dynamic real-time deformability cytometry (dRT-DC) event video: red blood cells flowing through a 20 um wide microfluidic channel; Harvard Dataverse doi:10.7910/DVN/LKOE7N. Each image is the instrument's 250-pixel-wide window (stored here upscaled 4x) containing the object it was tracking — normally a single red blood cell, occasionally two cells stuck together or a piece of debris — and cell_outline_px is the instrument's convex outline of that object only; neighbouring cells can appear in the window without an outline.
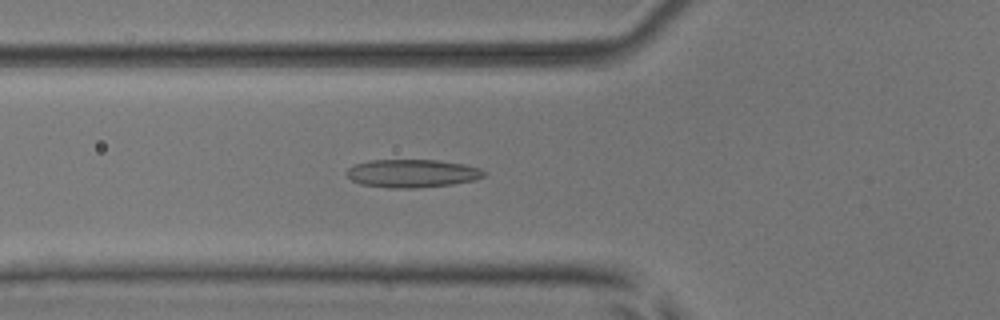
{"species": "common noctule bat (a hibernating species)", "species_latin": "Nyctalus noctula", "temperature_condition": "room temperature", "stored_images_in_passage": 47, "camera_frame_rate_fps": 3000, "um_per_image_px": 0.085, "animal": {"sex": "male", "body_mass_g": 17.9, "forearm_length_mm": 54.2}, "frame": {"image": 1, "passage_image": 14, "time_ms": 4.333, "image_size_px": [1000, 320], "cell_outline_px": [[484, 176], [476, 180], [452, 184], [416, 188], [388, 188], [360, 184], [352, 180], [344, 172], [348, 168], [356, 164], [368, 160], [436, 160], [464, 164], [480, 168], [484, 172]], "centroid_in_image_um": [35.01, 14.74], "position_along_channel_um": 90.8, "area_um2": 22.54}}
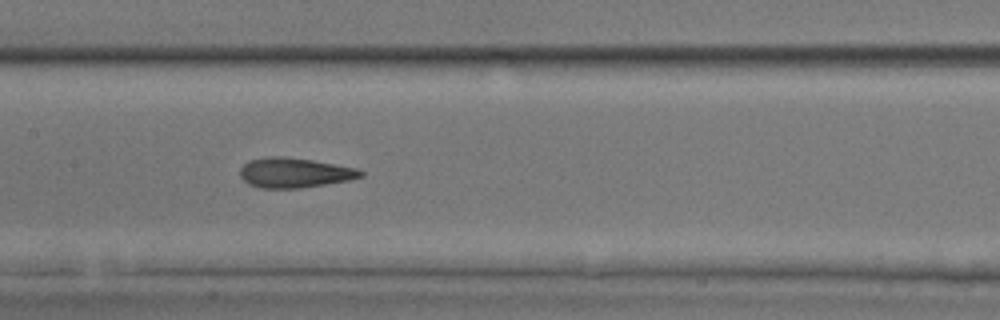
{"frame": {"image": 2, "passage_image": 21, "time_ms": 6.667, "image_size_px": [1000, 320], "cell_outline_px": [[364, 176], [348, 180], [300, 188], [260, 188], [248, 184], [240, 176], [240, 168], [248, 160], [268, 156], [284, 156], [312, 160], [356, 168], [364, 172]], "centroid_in_image_um": [25.0, 14.67], "position_along_channel_um": 182.4, "area_um2": 20.98}}
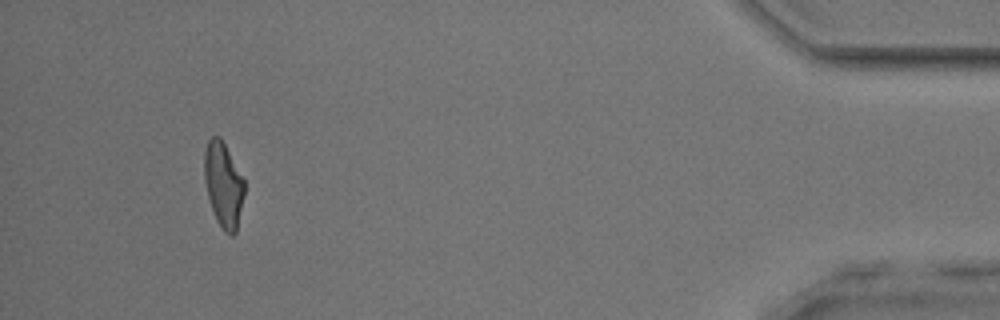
{"frame": {"image": 3, "passage_image": 44, "time_ms": 14.333, "image_size_px": [1000, 320], "cell_outline_px": [[244, 196], [236, 232], [232, 236], [228, 236], [224, 232], [216, 220], [208, 196], [204, 180], [204, 152], [208, 140], [212, 136], [220, 136], [244, 180]], "centroid_in_image_um": [18.98, 15.72], "position_along_channel_um": 416.2, "area_um2": 19.77}, "authors_computed_cell_mechanics": {"area_um2": 20.6924, "velocity_mm_per_s": 3.9157, "shape_relaxation_time_tau1_ms": 10.3125, "shape_relaxation_time_tau2_ms": 1.9061, "deformation_change_tau1": 0.2399, "deformation_change_tau2": 0.1111}}